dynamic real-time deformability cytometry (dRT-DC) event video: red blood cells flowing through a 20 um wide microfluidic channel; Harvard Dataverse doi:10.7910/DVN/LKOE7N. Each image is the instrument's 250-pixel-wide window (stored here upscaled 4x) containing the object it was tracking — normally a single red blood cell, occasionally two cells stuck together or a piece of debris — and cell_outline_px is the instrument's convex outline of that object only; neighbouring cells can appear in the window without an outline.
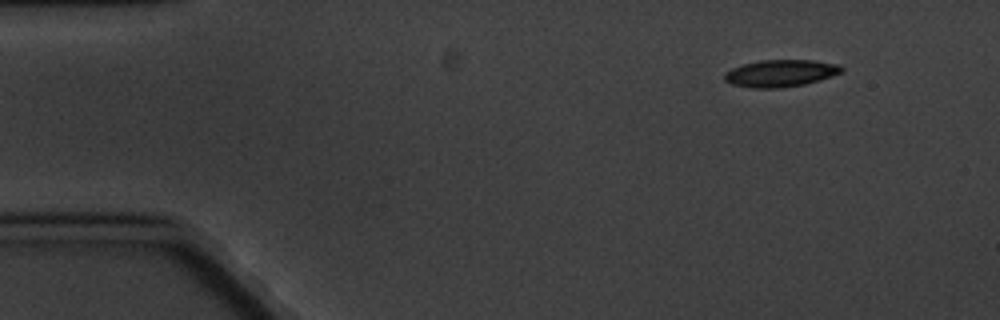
{"species": "common noctule bat (a hibernating species)", "species_latin": "Nyctalus noctula", "temperature_condition": "cold", "stored_images_in_passage": 6, "segment_of_instrument_passage": [1, 2], "camera_frame_rate_fps": 3000, "um_per_image_px": 0.085, "animal": {"sex": "male", "body_mass_g": 20.1, "forearm_length_mm": 53.5}, "frame": {"image": 1, "passage_image": 2, "time_ms": 1.0, "image_size_px": [1000, 320], "cell_outline_px": [[844, 68], [840, 72], [832, 76], [820, 80], [804, 84], [776, 88], [752, 88], [732, 84], [724, 80], [724, 72], [732, 68], [744, 64], [760, 60], [812, 60], [840, 64]], "centroid_in_image_um": [66.34, 6.22], "position_along_channel_um": 18.7, "area_um2": 18.44}}